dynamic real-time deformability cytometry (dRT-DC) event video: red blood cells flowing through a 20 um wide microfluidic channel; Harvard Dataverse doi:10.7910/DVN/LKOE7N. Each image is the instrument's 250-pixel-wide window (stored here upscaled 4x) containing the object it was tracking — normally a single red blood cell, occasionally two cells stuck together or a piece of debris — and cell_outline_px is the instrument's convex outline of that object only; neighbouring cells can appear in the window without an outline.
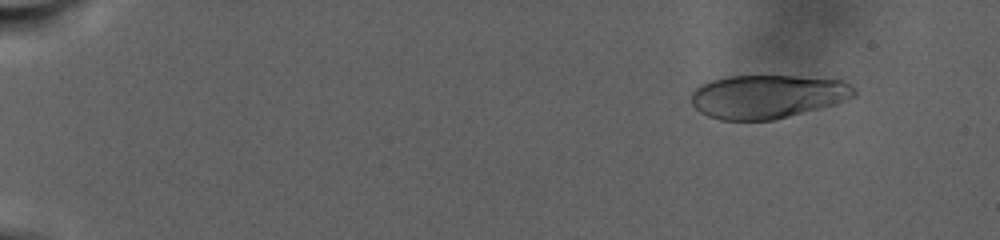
{"species": "human", "species_latin": "Homo sapiens", "temperature_condition": "warm", "stored_images_in_passage": 41, "camera_frame_rate_fps": 3000, "um_per_image_px": 0.085, "donor": {"sex": "male"}, "frame": {"image": 1, "passage_image": 4, "time_ms": 3.333, "image_size_px": [1000, 240], "cell_outline_px": [[856, 96], [832, 104], [788, 116], [772, 120], [720, 120], [708, 116], [700, 112], [692, 104], [692, 92], [696, 88], [712, 80], [728, 76], [796, 76], [840, 80], [856, 88]], "centroid_in_image_um": [65.21, 8.2], "position_along_channel_um": 19.8, "area_um2": 40.92}}
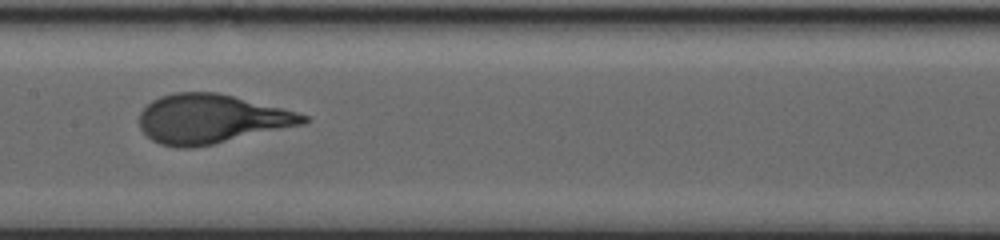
{"frame": {"image": 2, "passage_image": 24, "time_ms": 18.0, "image_size_px": [1000, 240], "cell_outline_px": [[308, 120], [304, 124], [212, 144], [192, 148], [176, 148], [160, 144], [152, 140], [140, 128], [140, 112], [152, 100], [160, 96], [176, 92], [216, 92], [296, 112], [308, 116]], "centroid_in_image_um": [17.9, 10.11], "position_along_channel_um": 189.5, "area_um2": 46.36}}
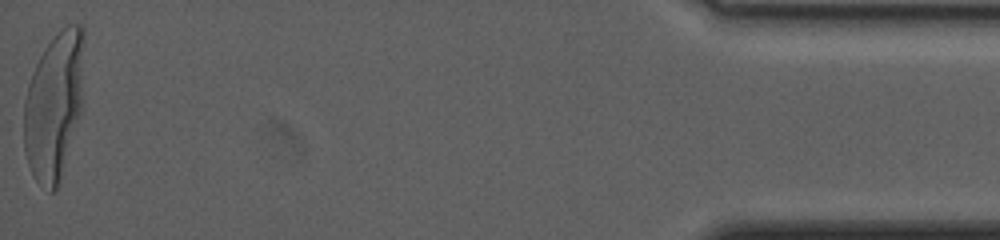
{"frame": {"image": 3, "passage_image": 41, "time_ms": 32.667, "image_size_px": [1000, 240], "cell_outline_px": [[84, 36], [80, 116], [56, 188], [52, 192], [48, 192], [36, 180], [28, 164], [24, 152], [24, 100], [28, 84], [32, 72], [44, 48], [60, 28], [68, 24], [80, 24], [84, 28]], "centroid_in_image_um": [4.58, 8.92], "position_along_channel_um": 430.6, "area_um2": 51.38}, "authors_computed_cell_mechanics": {"area_um2": 45.3152, "velocity_mm_per_s": 2.1854, "shape_relaxation_time_tau1_ms": 8.3645, "shape_relaxation_time_tau2_ms": null, "deformation_change_tau1": 0.2695, "deformation_change_tau2": null}}